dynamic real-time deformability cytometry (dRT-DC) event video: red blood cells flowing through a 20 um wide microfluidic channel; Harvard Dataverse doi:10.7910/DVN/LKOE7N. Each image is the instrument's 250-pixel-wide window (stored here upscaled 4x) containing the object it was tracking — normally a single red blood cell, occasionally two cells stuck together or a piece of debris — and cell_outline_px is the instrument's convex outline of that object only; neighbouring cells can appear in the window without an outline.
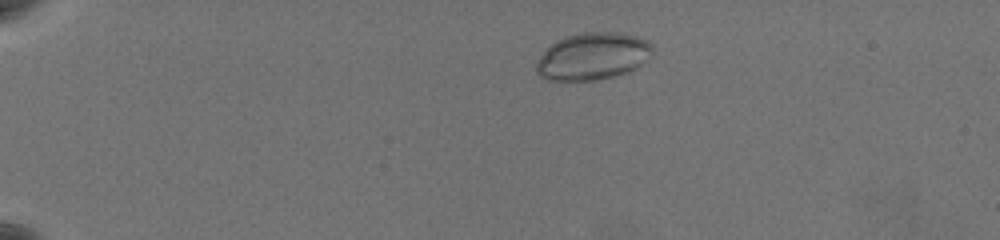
{"species": "common noctule bat (a hibernating species)", "species_latin": "Nyctalus noctula", "temperature_condition": "warm", "stored_images_in_passage": 50, "camera_frame_rate_fps": 3000, "um_per_image_px": 0.085, "animal": {"sex": "female", "body_mass_g": 19.5, "forearm_length_mm": 54.1}, "frame": {"image": 1, "passage_image": 2, "time_ms": 0.333, "image_size_px": [1000, 240], "cell_outline_px": [[652, 52], [636, 68], [612, 76], [596, 80], [548, 80], [540, 76], [536, 72], [536, 64], [540, 56], [556, 40], [564, 36], [584, 32], [620, 32], [636, 36], [648, 40], [652, 44]], "centroid_in_image_um": [50.36, 4.76], "position_along_channel_um": 34.6, "area_um2": 31.67}}
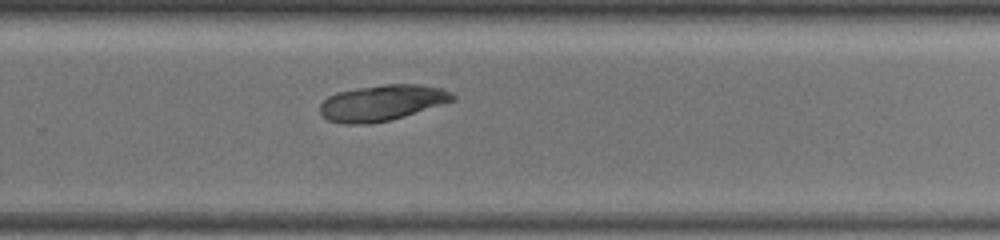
{"frame": {"image": 2, "passage_image": 32, "time_ms": 10.333, "image_size_px": [1000, 240], "cell_outline_px": [[456, 100], [404, 116], [388, 120], [368, 124], [340, 124], [328, 120], [320, 112], [320, 104], [328, 96], [336, 92], [356, 88], [384, 84], [420, 84], [444, 88], [452, 92], [456, 96]], "centroid_in_image_um": [32.49, 8.73], "position_along_channel_um": 297.3, "area_um2": 27.92}}
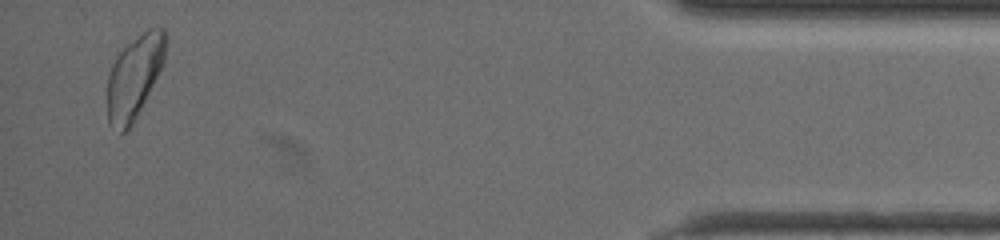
{"frame": {"image": 3, "passage_image": 48, "time_ms": 15.667, "image_size_px": [1000, 240], "cell_outline_px": [[164, 64], [132, 124], [124, 132], [120, 132], [108, 124], [108, 76], [112, 64], [116, 56], [128, 44], [148, 28], [164, 28]], "centroid_in_image_um": [11.4, 6.55], "position_along_channel_um": 423.8, "area_um2": 27.51}, "authors_computed_cell_mechanics": {"area_um2": 28.033, "velocity_mm_per_s": 3.5203, "shape_relaxation_time_tau1_ms": 8.2549, "shape_relaxation_time_tau2_ms": null, "deformation_change_tau1": 0.0402, "deformation_change_tau2": null}}